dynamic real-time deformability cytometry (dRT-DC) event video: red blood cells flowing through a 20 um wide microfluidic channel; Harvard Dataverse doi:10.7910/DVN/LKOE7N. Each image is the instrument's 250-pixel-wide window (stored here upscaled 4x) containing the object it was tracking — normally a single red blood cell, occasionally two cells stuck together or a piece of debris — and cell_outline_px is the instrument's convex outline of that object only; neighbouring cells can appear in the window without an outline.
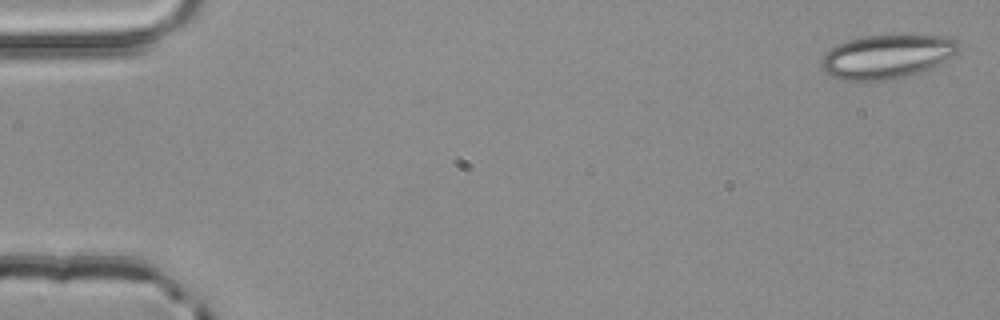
{"species": "common noctule bat (a hibernating species)", "species_latin": "Nyctalus noctula", "temperature_condition": "room temperature", "stored_images_in_passage": 4, "camera_frame_rate_fps": 3000, "um_per_image_px": 0.085, "animal": {"sex": "male", "body_mass_g": 20.4}, "frame": {"image": 1, "passage_image": 1, "time_ms": 0.0, "image_size_px": [1000, 320], "cell_outline_px": [[960, 48], [952, 56], [940, 64], [904, 76], [868, 84], [844, 80], [832, 76], [824, 72], [820, 64], [820, 60], [824, 52], [836, 44], [848, 40], [864, 36], [948, 36], [956, 40], [960, 44]], "centroid_in_image_um": [75.31, 4.84], "position_along_channel_um": 9.7, "area_um2": 35.37}}
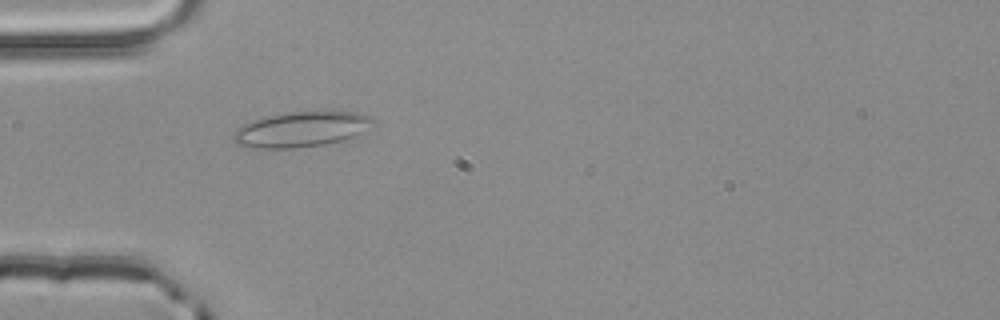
{"frame": {"image": 2, "passage_image": 4, "time_ms": 1.0, "image_size_px": [1000, 320], "cell_outline_px": [[376, 120], [360, 132], [352, 136], [340, 140], [324, 144], [296, 148], [252, 148], [236, 144], [232, 140], [232, 132], [236, 128], [244, 124], [264, 116], [288, 112], [320, 108], [356, 112], [372, 116]], "centroid_in_image_um": [25.58, 10.94], "position_along_channel_um": 59.4, "area_um2": 29.48}}